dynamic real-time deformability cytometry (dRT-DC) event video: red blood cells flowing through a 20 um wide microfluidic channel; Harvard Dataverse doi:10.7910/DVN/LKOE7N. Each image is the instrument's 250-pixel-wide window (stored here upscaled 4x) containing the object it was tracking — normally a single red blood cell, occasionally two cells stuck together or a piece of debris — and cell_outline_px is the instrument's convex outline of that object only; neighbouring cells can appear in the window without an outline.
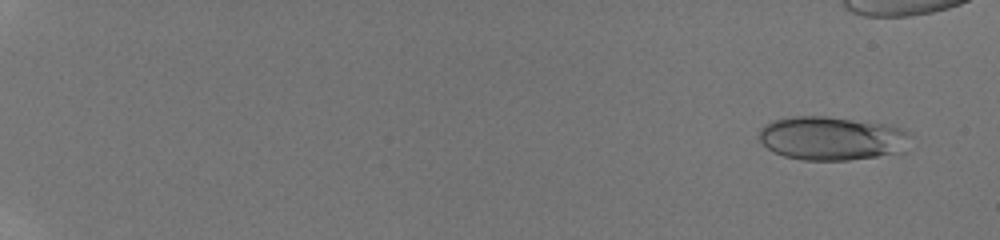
{"species": "human", "species_latin": "Homo sapiens", "temperature_condition": "room temperature", "stored_images_in_passage": 59, "camera_frame_rate_fps": 3000, "um_per_image_px": 0.085, "donor": {"sex": "male"}, "frame": {"image": 1, "passage_image": 2, "time_ms": 0.667, "image_size_px": [1000, 240], "cell_outline_px": [[912, 136], [904, 152], [848, 160], [804, 160], [784, 156], [772, 152], [760, 140], [760, 128], [764, 124], [772, 120], [792, 116], [824, 116], [884, 124], [900, 128], [912, 132]], "centroid_in_image_um": [70.72, 11.76], "position_along_channel_um": 14.3, "area_um2": 38.73}}
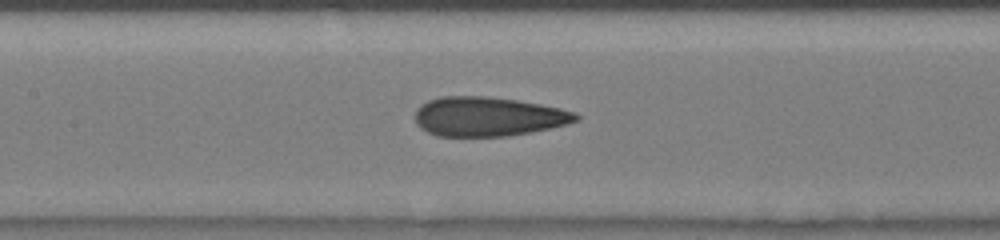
{"frame": {"image": 2, "passage_image": 34, "time_ms": 9.333, "image_size_px": [1000, 240], "cell_outline_px": [[580, 120], [568, 124], [552, 128], [508, 136], [436, 136], [420, 128], [416, 124], [416, 108], [420, 104], [428, 100], [440, 96], [488, 96], [516, 100], [540, 104], [560, 108], [576, 112], [580, 116]], "centroid_in_image_um": [41.49, 9.9], "position_along_channel_um": 165.9, "area_um2": 37.17}}
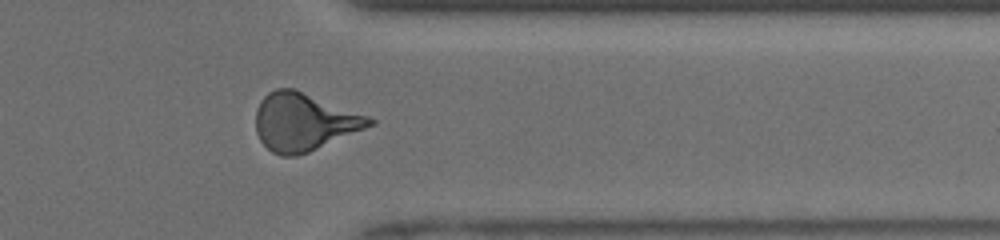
{"frame": {"image": 3, "passage_image": 54, "time_ms": 14.667, "image_size_px": [1000, 240], "cell_outline_px": [[376, 124], [308, 152], [296, 156], [280, 156], [272, 152], [260, 140], [256, 132], [256, 108], [260, 100], [268, 92], [276, 88], [296, 88], [368, 116], [376, 120]], "centroid_in_image_um": [25.82, 10.35], "position_along_channel_um": 385.6, "area_um2": 38.32}}